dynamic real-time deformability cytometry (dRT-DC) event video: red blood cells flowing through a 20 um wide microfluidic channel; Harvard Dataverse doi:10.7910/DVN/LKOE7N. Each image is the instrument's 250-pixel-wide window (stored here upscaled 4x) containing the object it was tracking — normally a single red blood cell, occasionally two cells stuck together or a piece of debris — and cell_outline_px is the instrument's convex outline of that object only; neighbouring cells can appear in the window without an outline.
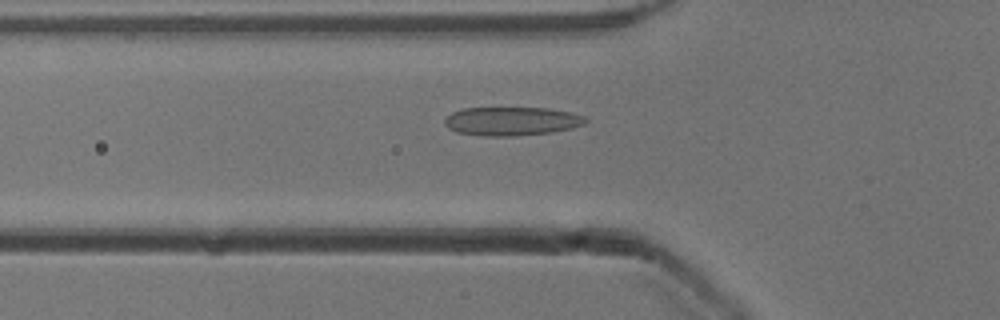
{"species": "common noctule bat (a hibernating species)", "species_latin": "Nyctalus noctula", "temperature_condition": "cold", "stored_images_in_passage": 51, "camera_frame_rate_fps": 3000, "um_per_image_px": 0.085, "animal": {"sex": "male", "body_mass_g": 13.3}, "frame": {"image": 1, "passage_image": 18, "time_ms": 5.667, "image_size_px": [1000, 320], "cell_outline_px": [[588, 120], [584, 124], [572, 128], [552, 132], [512, 136], [484, 136], [456, 132], [448, 128], [444, 124], [444, 120], [452, 112], [464, 108], [548, 108], [572, 112], [584, 116]], "centroid_in_image_um": [43.5, 10.3], "position_along_channel_um": 82.3, "area_um2": 23.58}}
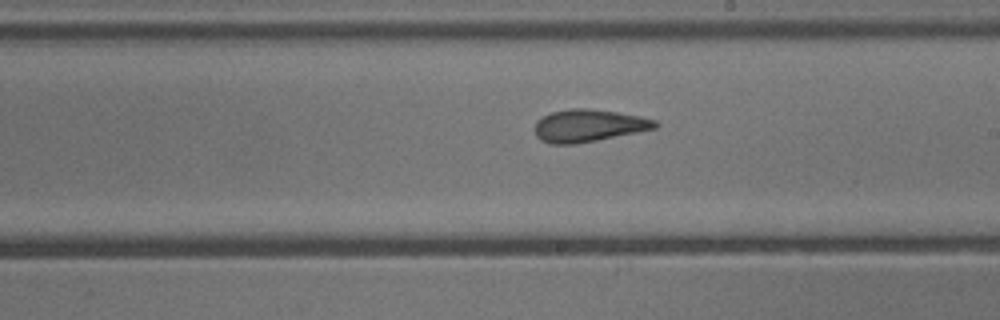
{"frame": {"image": 2, "passage_image": 30, "time_ms": 9.667, "image_size_px": [1000, 320], "cell_outline_px": [[660, 124], [656, 128], [576, 144], [552, 144], [540, 140], [536, 136], [536, 120], [552, 112], [572, 108], [588, 108], [616, 112], [640, 116], [656, 120]], "centroid_in_image_um": [50.03, 10.67], "position_along_channel_um": 239.0, "area_um2": 22.54}}
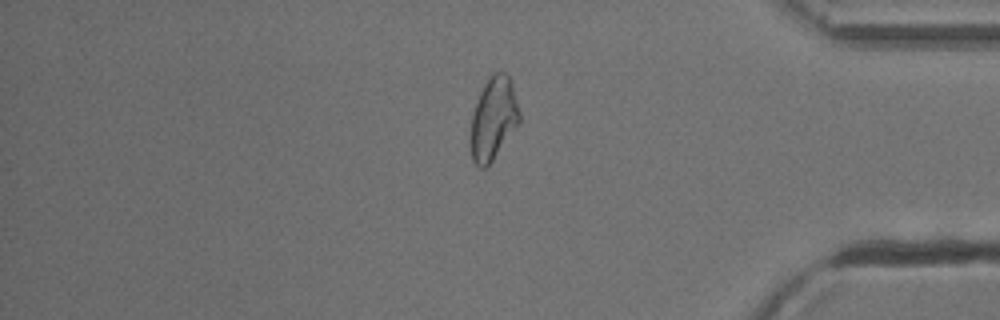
{"frame": {"image": 3, "passage_image": 44, "time_ms": 14.333, "image_size_px": [1000, 320], "cell_outline_px": [[520, 120], [492, 160], [484, 168], [480, 168], [472, 160], [468, 144], [468, 140], [472, 112], [480, 92], [488, 76], [492, 72], [504, 72], [512, 80], [520, 112]], "centroid_in_image_um": [41.89, 10.05], "position_along_channel_um": 393.3, "area_um2": 23.81}}